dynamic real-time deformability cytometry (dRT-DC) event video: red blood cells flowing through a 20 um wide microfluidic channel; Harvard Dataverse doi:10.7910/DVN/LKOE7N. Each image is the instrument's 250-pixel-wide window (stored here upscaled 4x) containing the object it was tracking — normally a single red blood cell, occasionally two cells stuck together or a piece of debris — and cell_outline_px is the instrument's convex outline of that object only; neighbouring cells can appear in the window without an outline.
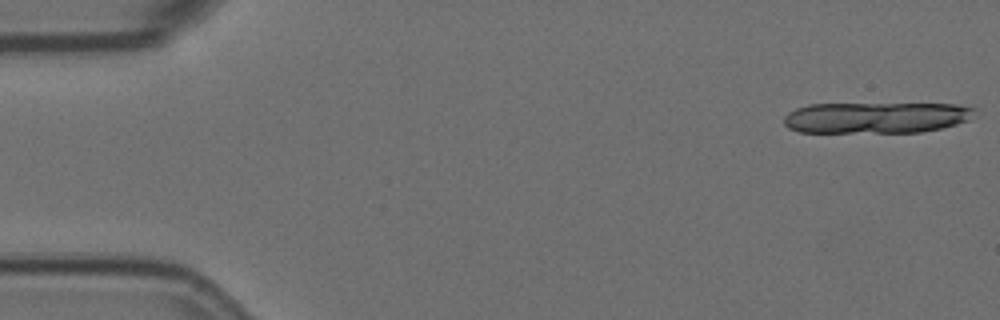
{"species": "Egyptian fruit bat (a non-hibernating species)", "species_latin": "Rousettus aegyptiacus", "temperature_condition": "room temperature", "stored_images_in_passage": 6, "camera_frame_rate_fps": 3000, "um_per_image_px": 0.085, "animal": {"sex": "female"}, "frame": {"image": 1, "passage_image": 1, "time_ms": 0.0, "image_size_px": [1000, 320], "cell_outline_px": [[976, 108], [968, 120], [956, 124], [940, 128], [920, 132], [800, 132], [788, 128], [784, 124], [784, 116], [788, 112], [796, 108], [808, 104], [960, 104]], "centroid_in_image_um": [74.43, 9.99], "position_along_channel_um": 10.6, "area_um2": 34.56}}